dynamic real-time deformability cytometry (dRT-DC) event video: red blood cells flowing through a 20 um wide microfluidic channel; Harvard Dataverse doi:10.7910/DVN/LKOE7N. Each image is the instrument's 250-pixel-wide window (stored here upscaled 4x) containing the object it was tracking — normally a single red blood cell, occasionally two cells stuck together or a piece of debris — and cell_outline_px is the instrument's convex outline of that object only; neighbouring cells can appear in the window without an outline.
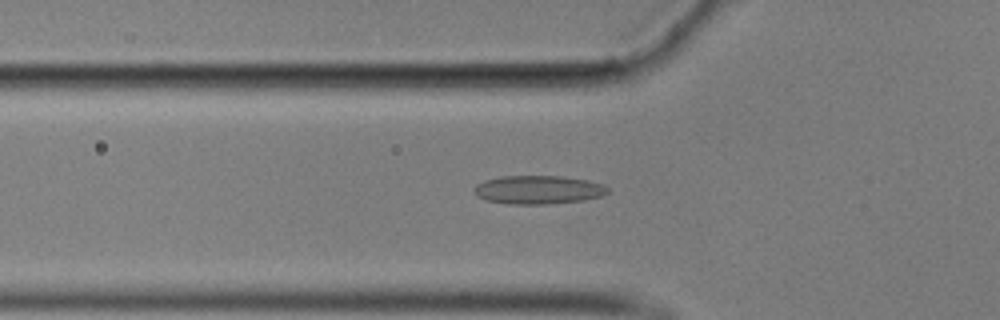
{"species": "common noctule bat (a hibernating species)", "species_latin": "Nyctalus noctula", "temperature_condition": "cold", "stored_images_in_passage": 52, "camera_frame_rate_fps": 3000, "um_per_image_px": 0.085, "animal": {"sex": "male", "body_mass_g": 17.9}, "frame": {"image": 1, "passage_image": 15, "time_ms": 4.667, "image_size_px": [1000, 320], "cell_outline_px": [[608, 192], [600, 196], [584, 200], [544, 204], [508, 204], [484, 200], [476, 196], [476, 184], [484, 180], [500, 176], [564, 176], [588, 180], [604, 184], [608, 188]], "centroid_in_image_um": [45.75, 16.12], "position_along_channel_um": 80.1, "area_um2": 22.25}}
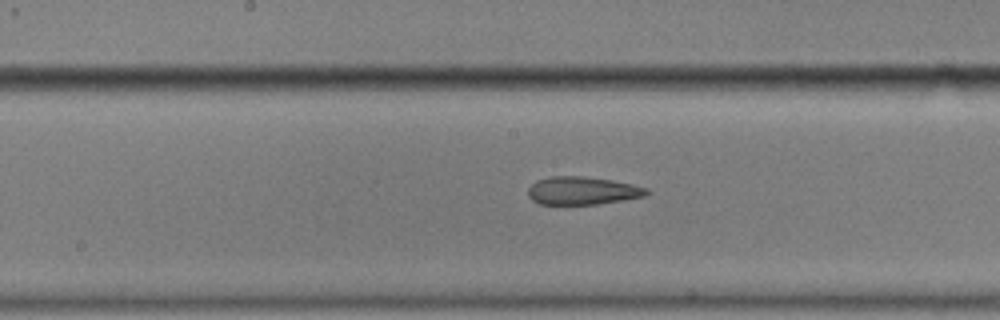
{"frame": {"image": 2, "passage_image": 25, "time_ms": 8.0, "image_size_px": [1000, 320], "cell_outline_px": [[648, 192], [644, 196], [624, 200], [596, 204], [540, 204], [532, 200], [528, 196], [528, 188], [536, 180], [552, 176], [584, 176], [612, 180], [632, 184], [648, 188]], "centroid_in_image_um": [49.49, 16.2], "position_along_channel_um": 198.7, "area_um2": 19.31}}
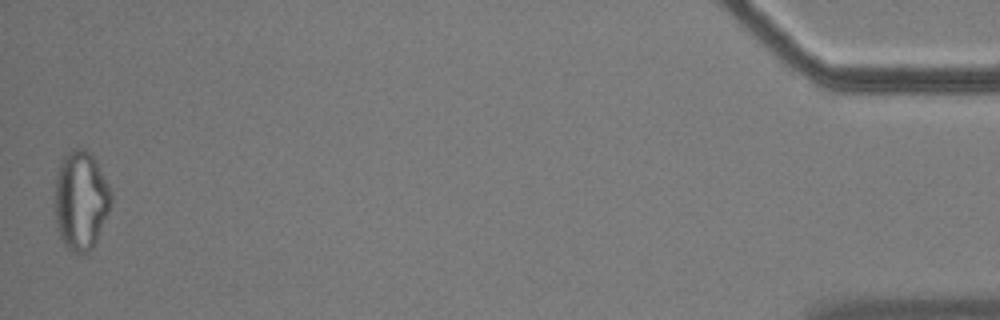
{"frame": {"image": 3, "passage_image": 52, "time_ms": 17.0, "image_size_px": [1000, 320], "cell_outline_px": [[112, 200], [108, 212], [96, 240], [92, 248], [88, 252], [80, 256], [72, 252], [64, 244], [60, 236], [56, 224], [56, 176], [60, 160], [72, 148], [84, 148], [92, 152], [112, 192]], "centroid_in_image_um": [6.88, 17.01], "position_along_channel_um": 428.3, "area_um2": 32.54}, "authors_computed_cell_mechanics": {"area_um2": 21.7906, "velocity_mm_per_s": 3.5262, "shape_relaxation_time_tau1_ms": null, "shape_relaxation_time_tau2_ms": 3.2571, "deformation_change_tau1": null, "deformation_change_tau2": 0.112}}